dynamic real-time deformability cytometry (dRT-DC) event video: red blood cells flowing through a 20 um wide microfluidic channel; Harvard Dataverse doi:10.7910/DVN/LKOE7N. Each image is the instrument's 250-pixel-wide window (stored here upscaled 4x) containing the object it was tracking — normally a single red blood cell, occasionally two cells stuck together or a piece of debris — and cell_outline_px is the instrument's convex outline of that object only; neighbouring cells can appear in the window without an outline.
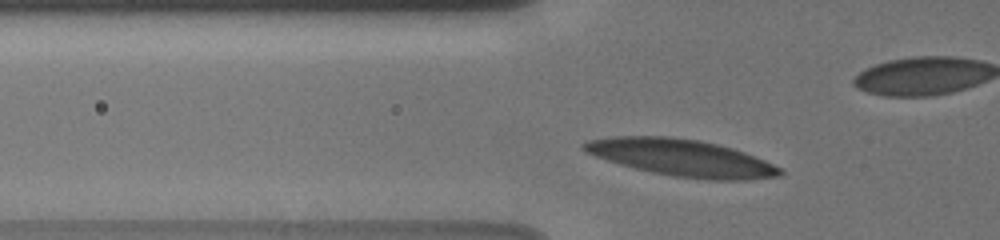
{"species": "human", "species_latin": "Homo sapiens", "temperature_condition": "cold", "stored_images_in_passage": 15, "camera_frame_rate_fps": 3000, "um_per_image_px": 0.085, "donor": {"sex": "male"}, "frame": {"image": 1, "passage_image": 3, "time_ms": 1.0, "image_size_px": [1000, 240], "cell_outline_px": [[784, 172], [780, 176], [744, 180], [708, 180], [676, 176], [652, 172], [620, 164], [584, 152], [580, 148], [580, 144], [588, 140], [612, 136], [668, 136], [700, 140], [732, 148], [756, 156], [780, 168]], "centroid_in_image_um": [57.91, 13.4], "position_along_channel_um": 67.9, "area_um2": 42.02}}
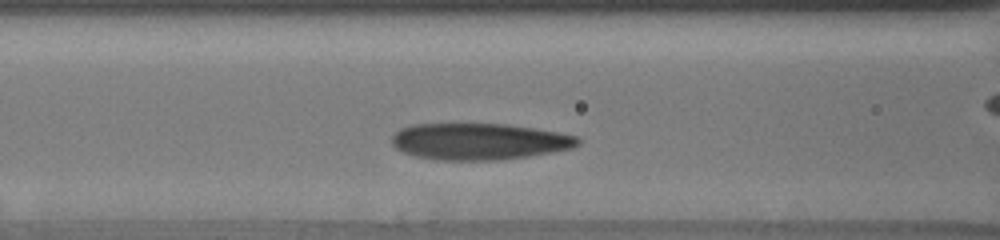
{"frame": {"image": 2, "passage_image": 9, "time_ms": 2.667, "image_size_px": [1000, 240], "cell_outline_px": [[580, 144], [572, 148], [552, 152], [528, 156], [500, 160], [436, 160], [416, 156], [404, 152], [396, 148], [392, 144], [392, 136], [400, 128], [412, 124], [508, 124], [556, 132], [576, 136], [580, 140]], "centroid_in_image_um": [40.7, 12.03], "position_along_channel_um": 125.9, "area_um2": 39.54}}
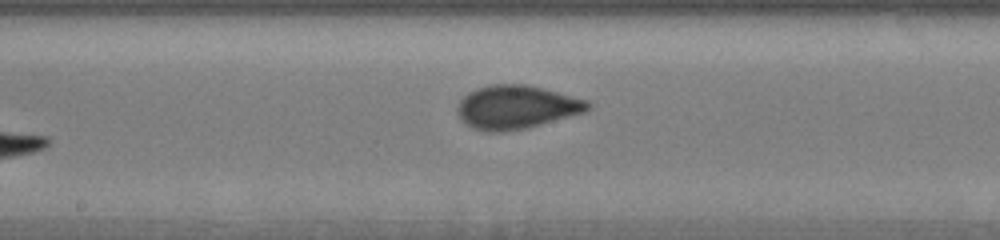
{"frame": {"image": 3, "passage_image": 15, "time_ms": 6.0, "image_size_px": [1000, 240], "cell_outline_px": [[592, 108], [584, 112], [540, 124], [524, 128], [500, 132], [488, 132], [472, 128], [460, 120], [456, 112], [456, 108], [460, 100], [468, 92], [476, 88], [492, 84], [524, 84], [544, 88], [588, 100], [592, 104]], "centroid_in_image_um": [43.87, 9.1], "position_along_channel_um": 204.3, "area_um2": 33.18}}